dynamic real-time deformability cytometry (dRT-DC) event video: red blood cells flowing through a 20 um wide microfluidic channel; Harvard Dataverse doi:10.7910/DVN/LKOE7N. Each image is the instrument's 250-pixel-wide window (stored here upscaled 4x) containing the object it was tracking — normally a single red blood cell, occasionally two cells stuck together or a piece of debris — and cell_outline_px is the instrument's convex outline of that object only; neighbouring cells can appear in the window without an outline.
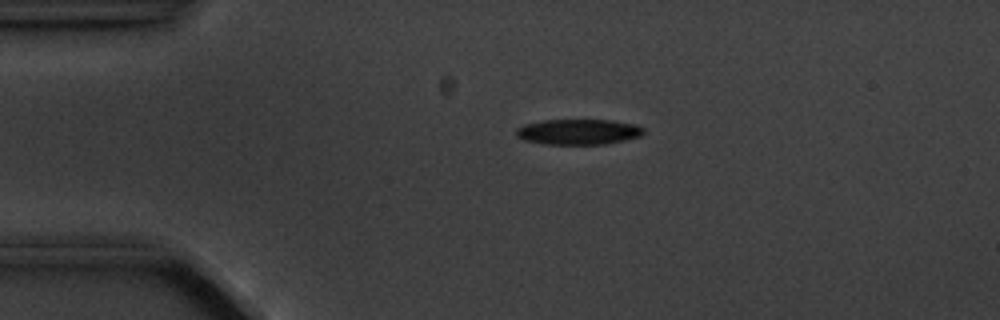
{"species": "common noctule bat (a hibernating species)", "species_latin": "Nyctalus noctula", "temperature_condition": "cold", "stored_images_in_passage": 4, "camera_frame_rate_fps": 3000, "um_per_image_px": 0.085, "animal": {"sex": "male", "body_mass_g": 20.1, "forearm_length_mm": 53.5}, "frame": {"image": 1, "passage_image": 3, "time_ms": 3.0, "image_size_px": [1000, 320], "cell_outline_px": [[644, 132], [640, 136], [624, 140], [604, 144], [544, 144], [524, 140], [516, 136], [516, 128], [524, 124], [544, 120], [612, 120], [636, 124], [644, 128]], "centroid_in_image_um": [49.15, 11.2], "position_along_channel_um": 35.8, "area_um2": 18.96}}